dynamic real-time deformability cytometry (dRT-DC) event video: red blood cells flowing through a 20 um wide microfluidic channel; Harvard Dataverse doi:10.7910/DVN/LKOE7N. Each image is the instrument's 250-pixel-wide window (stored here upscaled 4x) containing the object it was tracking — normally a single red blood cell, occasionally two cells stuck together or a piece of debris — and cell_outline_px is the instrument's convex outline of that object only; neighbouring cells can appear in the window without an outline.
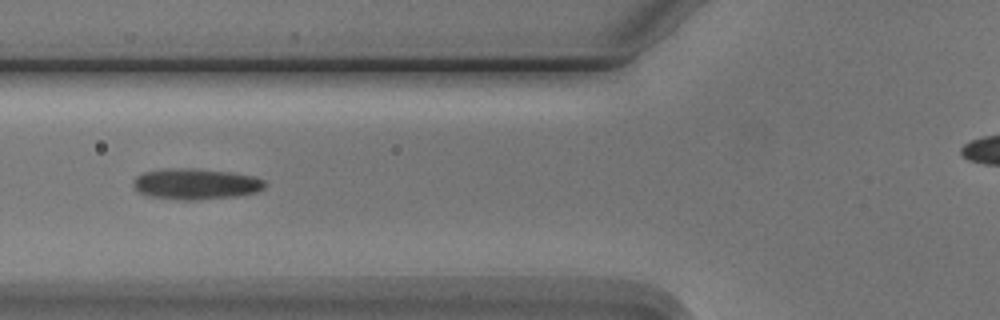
{"species": "Egyptian fruit bat (a non-hibernating species)", "species_latin": "Rousettus aegyptiacus", "temperature_condition": "cold", "stored_images_in_passage": 5, "camera_frame_rate_fps": 3000, "um_per_image_px": 0.085, "animal": {"sex": "male"}, "frame": {"image": 1, "passage_image": 5, "time_ms": 4.667, "image_size_px": [1000, 320], "cell_outline_px": [[268, 184], [260, 192], [236, 196], [196, 200], [184, 200], [148, 196], [140, 192], [132, 184], [132, 180], [136, 176], [144, 172], [168, 168], [196, 168], [232, 172], [256, 176], [264, 180]], "centroid_in_image_um": [16.69, 15.63], "position_along_channel_um": 109.1, "area_um2": 24.04}}